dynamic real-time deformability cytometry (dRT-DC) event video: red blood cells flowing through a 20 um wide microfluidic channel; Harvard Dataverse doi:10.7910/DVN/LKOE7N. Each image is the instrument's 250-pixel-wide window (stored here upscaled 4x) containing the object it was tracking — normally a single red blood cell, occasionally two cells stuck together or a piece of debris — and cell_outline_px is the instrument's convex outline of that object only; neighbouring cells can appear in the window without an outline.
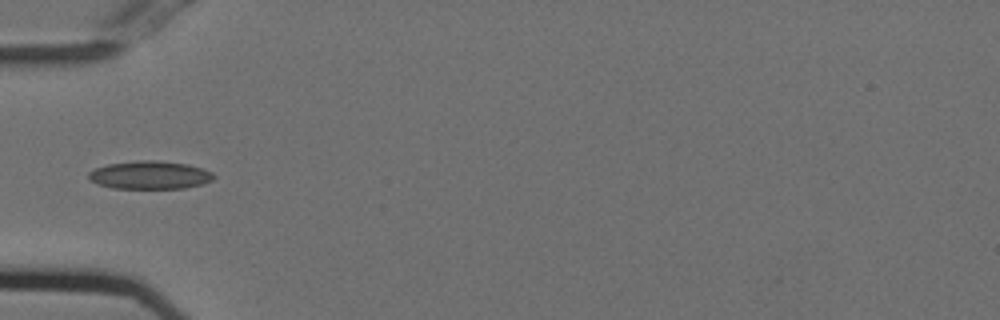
{"species": "Egyptian fruit bat (a non-hibernating species)", "species_latin": "Rousettus aegyptiacus", "temperature_condition": "cold", "stored_images_in_passage": 21, "camera_frame_rate_fps": 3000, "um_per_image_px": 0.085, "animal": {"sex": "female"}, "frame": {"image": 1, "passage_image": 1, "time_ms": 0.0, "image_size_px": [1000, 320], "cell_outline_px": [[216, 176], [212, 180], [204, 184], [184, 188], [112, 188], [96, 184], [88, 180], [88, 172], [96, 168], [108, 164], [136, 160], [156, 160], [188, 164], [212, 172]], "centroid_in_image_um": [12.72, 14.88], "position_along_channel_um": 72.3, "area_um2": 20.63}}
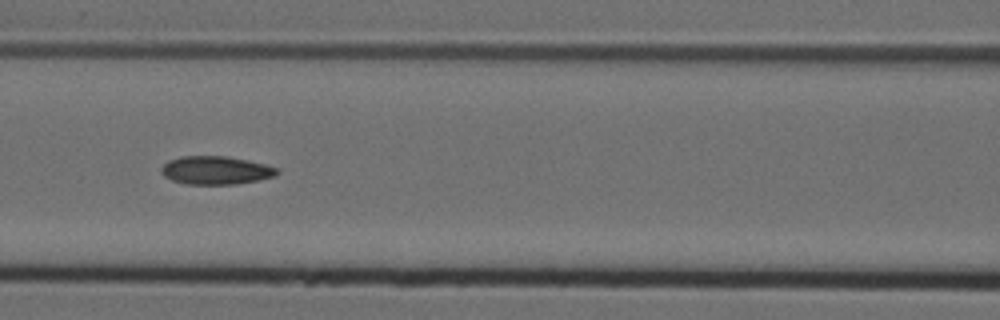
{"frame": {"image": 2, "passage_image": 7, "time_ms": 2.0, "image_size_px": [1000, 320], "cell_outline_px": [[280, 172], [276, 176], [236, 184], [188, 184], [172, 180], [164, 176], [160, 172], [160, 168], [168, 160], [180, 156], [228, 156], [248, 160], [280, 168]], "centroid_in_image_um": [18.35, 14.46], "position_along_channel_um": 148.3, "area_um2": 19.19}}
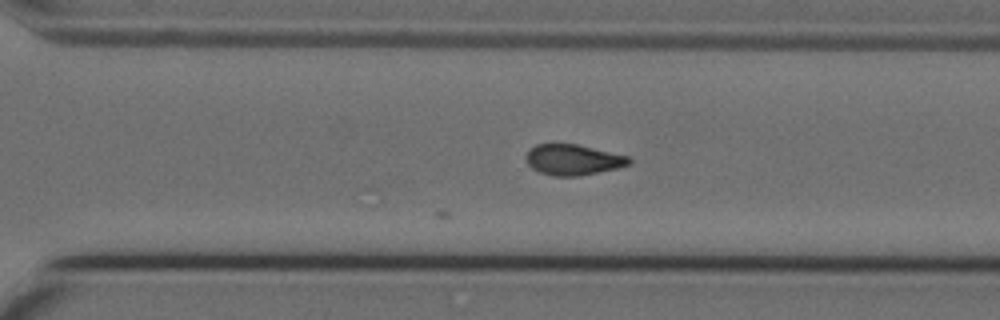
{"frame": {"image": 3, "passage_image": 21, "time_ms": 6.667, "image_size_px": [1000, 320], "cell_outline_px": [[632, 160], [628, 164], [620, 168], [580, 176], [552, 176], [540, 172], [532, 168], [528, 164], [524, 156], [528, 148], [536, 144], [576, 144], [628, 156]], "centroid_in_image_um": [48.67, 13.58], "position_along_channel_um": 321.9, "area_um2": 18.55}}